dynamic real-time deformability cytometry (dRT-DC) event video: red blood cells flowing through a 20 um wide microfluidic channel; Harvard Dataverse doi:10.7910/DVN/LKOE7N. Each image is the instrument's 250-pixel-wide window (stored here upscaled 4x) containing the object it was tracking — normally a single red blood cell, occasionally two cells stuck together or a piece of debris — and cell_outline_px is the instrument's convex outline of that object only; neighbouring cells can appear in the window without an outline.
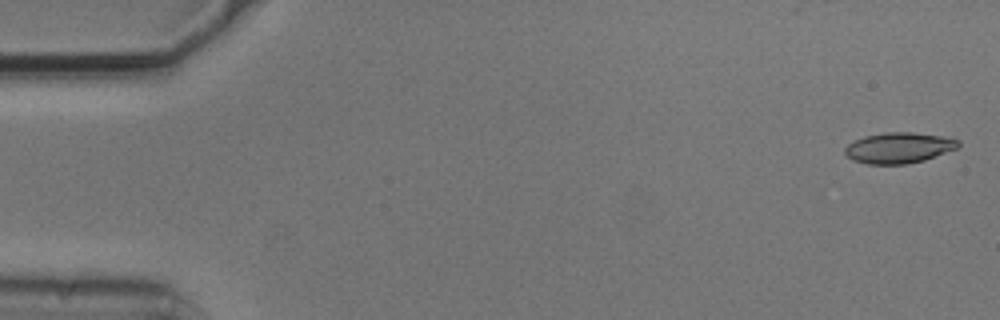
{"species": "common noctule bat (a hibernating species)", "species_latin": "Nyctalus noctula", "temperature_condition": "cold", "stored_images_in_passage": 55, "camera_frame_rate_fps": 3000, "um_per_image_px": 0.085, "animal": {"sex": "male", "body_mass_g": 20.5, "forearm_length_mm": 52.5}, "frame": {"image": 1, "passage_image": 2, "time_ms": 0.333, "image_size_px": [1000, 320], "cell_outline_px": [[960, 144], [956, 148], [924, 160], [908, 164], [868, 164], [852, 160], [844, 152], [844, 148], [848, 144], [864, 136], [884, 132], [912, 132], [940, 136], [960, 140]], "centroid_in_image_um": [76.37, 12.56], "position_along_channel_um": 8.6, "area_um2": 20.17}}
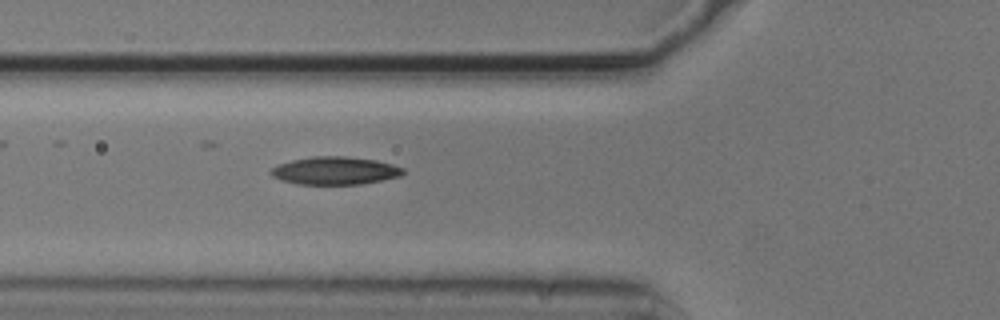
{"frame": {"image": 2, "passage_image": 20, "time_ms": 6.333, "image_size_px": [1000, 320], "cell_outline_px": [[404, 172], [400, 176], [360, 184], [296, 184], [272, 176], [268, 172], [276, 164], [292, 160], [312, 156], [348, 156], [376, 160], [392, 164], [404, 168]], "centroid_in_image_um": [28.45, 14.49], "position_along_channel_um": 97.4, "area_um2": 21.44}}
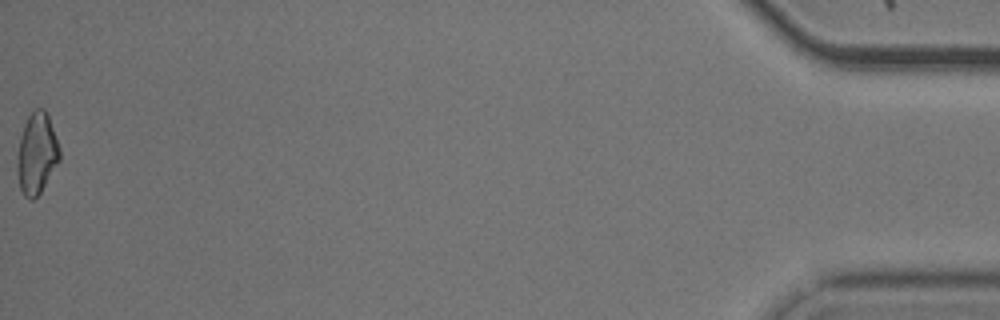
{"frame": {"image": 3, "passage_image": 55, "time_ms": 18.0, "image_size_px": [1000, 320], "cell_outline_px": [[60, 160], [40, 192], [32, 200], [28, 200], [24, 196], [20, 188], [16, 168], [16, 156], [20, 136], [24, 124], [28, 116], [36, 108], [44, 108], [48, 116], [60, 148]], "centroid_in_image_um": [3.1, 13.05], "position_along_channel_um": 432.1, "area_um2": 20.11}, "authors_computed_cell_mechanics": {"area_um2": 20.6924, "velocity_mm_per_s": 3.7208, "shape_relaxation_time_tau1_ms": null, "shape_relaxation_time_tau2_ms": 5.2617, "deformation_change_tau1": null, "deformation_change_tau2": 0.1481}}